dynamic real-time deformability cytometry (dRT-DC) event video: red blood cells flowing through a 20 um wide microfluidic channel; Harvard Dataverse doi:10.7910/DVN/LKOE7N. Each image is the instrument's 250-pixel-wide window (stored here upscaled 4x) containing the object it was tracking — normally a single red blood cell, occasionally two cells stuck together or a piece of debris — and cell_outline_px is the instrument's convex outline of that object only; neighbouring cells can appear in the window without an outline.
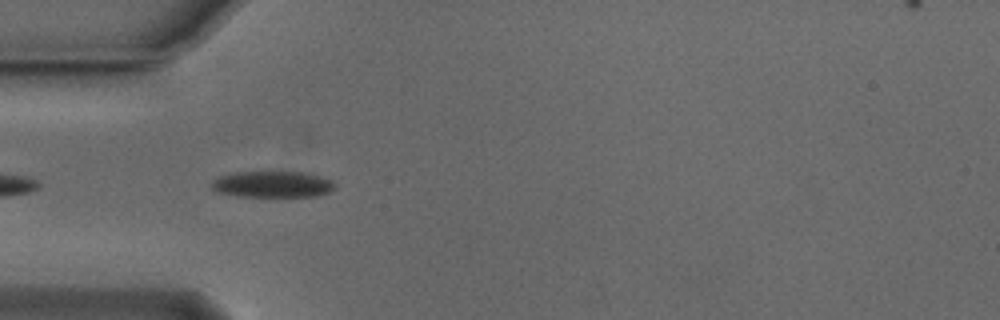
{"species": "Egyptian fruit bat (a non-hibernating species)", "species_latin": "Rousettus aegyptiacus", "temperature_condition": "cold", "stored_images_in_passage": 40, "camera_frame_rate_fps": 3000, "um_per_image_px": 0.085, "animal": {"sex": "male"}, "frame": {"image": 1, "passage_image": 3, "time_ms": 0.667, "image_size_px": [1000, 320], "cell_outline_px": [[336, 188], [328, 192], [316, 196], [240, 196], [220, 192], [212, 188], [212, 180], [220, 176], [236, 172], [300, 172], [320, 176], [332, 180], [336, 184]], "centroid_in_image_um": [23.2, 15.66], "position_along_channel_um": 61.8, "area_um2": 18.67}}
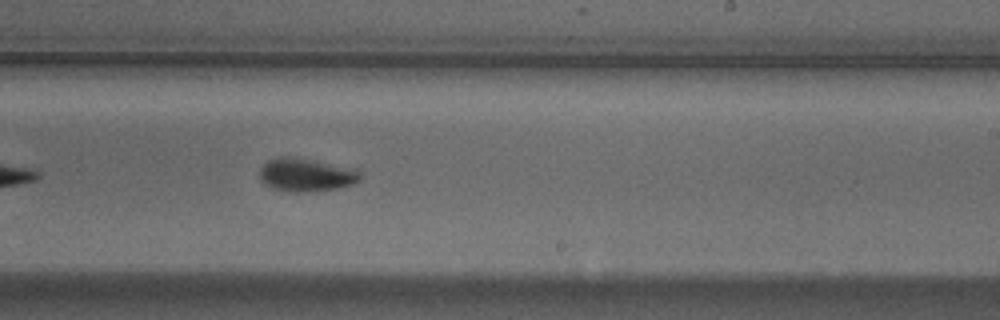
{"frame": {"image": 2, "passage_image": 19, "time_ms": 6.0, "image_size_px": [1000, 320], "cell_outline_px": [[364, 176], [360, 180], [352, 184], [336, 188], [300, 192], [292, 192], [272, 188], [264, 184], [260, 180], [260, 168], [268, 160], [280, 156], [292, 156], [360, 168]], "centroid_in_image_um": [26.08, 14.83], "position_along_channel_um": 262.9, "area_um2": 19.88}}
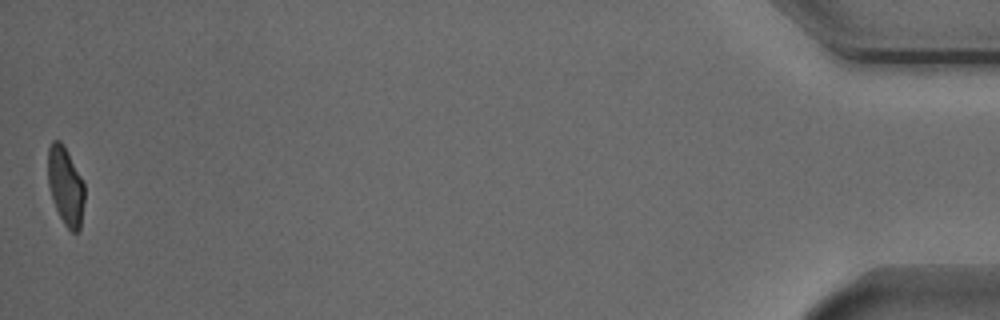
{"frame": {"image": 3, "passage_image": 40, "time_ms": 13.0, "image_size_px": [1000, 320], "cell_outline_px": [[84, 200], [80, 228], [76, 232], [72, 232], [64, 224], [56, 208], [48, 184], [48, 148], [52, 140], [60, 140], [64, 144], [84, 184]], "centroid_in_image_um": [5.57, 15.78], "position_along_channel_um": 429.6, "area_um2": 16.47}, "authors_computed_cell_mechanics": {"area_um2": 18.8139, "velocity_mm_per_s": 3.8143, "shape_relaxation_time_tau1_ms": 2.1284, "shape_relaxation_time_tau2_ms": null, "deformation_change_tau1": 0.115, "deformation_change_tau2": null}}